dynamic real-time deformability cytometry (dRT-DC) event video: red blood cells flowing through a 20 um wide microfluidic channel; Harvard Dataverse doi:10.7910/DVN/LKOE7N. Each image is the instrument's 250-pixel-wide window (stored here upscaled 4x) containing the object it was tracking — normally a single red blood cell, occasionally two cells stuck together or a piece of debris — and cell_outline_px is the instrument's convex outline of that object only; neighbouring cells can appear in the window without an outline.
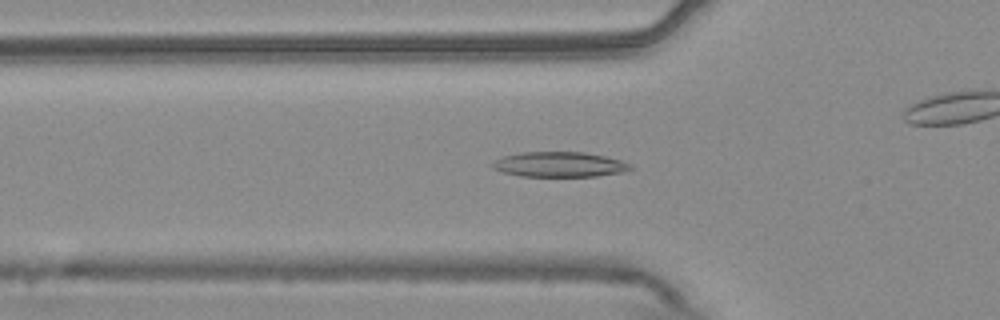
{"species": "common noctule bat (a hibernating species)", "species_latin": "Nyctalus noctula", "temperature_condition": "warm", "stored_images_in_passage": 53, "camera_frame_rate_fps": 3000, "um_per_image_px": 0.085, "animal": {"sex": "male", "body_mass_g": 20.4}, "frame": {"image": 1, "passage_image": 17, "time_ms": 5.333, "image_size_px": [1000, 320], "cell_outline_px": [[636, 168], [624, 172], [596, 176], [520, 176], [504, 172], [492, 168], [492, 164], [496, 160], [504, 156], [524, 152], [584, 152], [604, 156], [620, 160], [632, 164]], "centroid_in_image_um": [47.62, 13.98], "position_along_channel_um": 78.2, "area_um2": 20.11}}
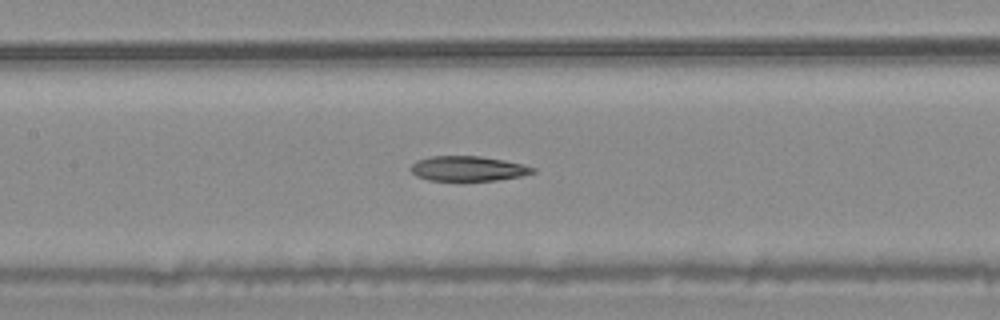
{"frame": {"image": 2, "passage_image": 24, "time_ms": 7.667, "image_size_px": [1000, 320], "cell_outline_px": [[536, 172], [520, 176], [496, 180], [428, 180], [416, 176], [408, 168], [416, 160], [432, 156], [480, 156], [504, 160], [536, 168]], "centroid_in_image_um": [39.74, 14.32], "position_along_channel_um": 167.7, "area_um2": 17.63}}
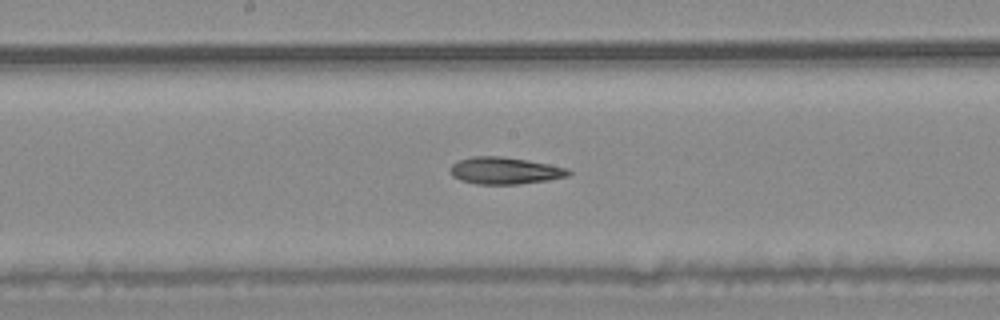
{"frame": {"image": 3, "passage_image": 27, "time_ms": 8.667, "image_size_px": [1000, 320], "cell_outline_px": [[572, 172], [568, 176], [548, 180], [520, 184], [476, 184], [460, 180], [452, 176], [448, 168], [452, 164], [460, 160], [472, 156], [500, 156], [528, 160], [568, 168]], "centroid_in_image_um": [42.89, 14.51], "position_along_channel_um": 205.3, "area_um2": 18.67}, "authors_computed_cell_mechanics": {"area_um2": 19.652, "velocity_mm_per_s": 3.7874, "shape_relaxation_time_tau1_ms": null, "shape_relaxation_time_tau2_ms": 4.8306, "deformation_change_tau1": null, "deformation_change_tau2": 0.1405}}